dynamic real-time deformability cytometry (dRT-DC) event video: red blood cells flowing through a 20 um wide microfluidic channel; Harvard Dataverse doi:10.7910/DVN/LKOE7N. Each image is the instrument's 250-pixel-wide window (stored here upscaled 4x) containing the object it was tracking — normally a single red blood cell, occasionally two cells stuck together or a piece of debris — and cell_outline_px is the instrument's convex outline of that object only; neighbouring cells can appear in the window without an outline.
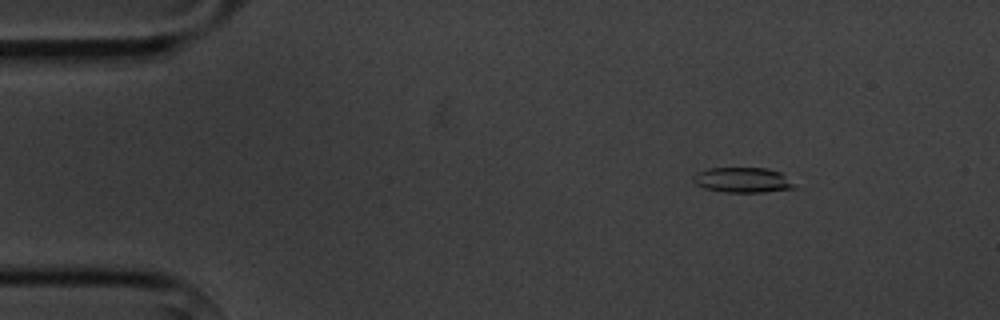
{"species": "common noctule bat (a hibernating species)", "species_latin": "Nyctalus noctula", "temperature_condition": "cold", "stored_images_in_passage": 7, "camera_frame_rate_fps": 3000, "um_per_image_px": 0.085, "animal": {"sex": "male", "body_mass_g": 20.1, "forearm_length_mm": 53.5}, "frame": {"image": 1, "passage_image": 1, "time_ms": 0.0, "image_size_px": [1000, 320], "cell_outline_px": [[796, 188], [764, 192], [724, 192], [704, 188], [696, 184], [692, 180], [692, 176], [696, 172], [708, 168], [768, 168], [780, 172]], "centroid_in_image_um": [63.05, 15.3], "position_along_channel_um": 21.9, "area_um2": 14.74}}
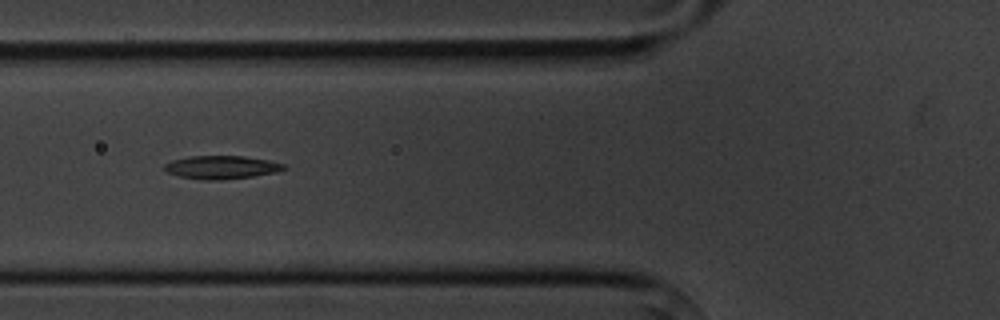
{"frame": {"image": 2, "passage_image": 4, "time_ms": 4.333, "image_size_px": [1000, 320], "cell_outline_px": [[288, 168], [276, 172], [252, 176], [220, 180], [204, 180], [180, 176], [168, 172], [164, 168], [164, 164], [172, 160], [188, 156], [244, 156], [268, 160], [284, 164]], "centroid_in_image_um": [18.83, 14.21], "position_along_channel_um": 107.0, "area_um2": 16.07}}
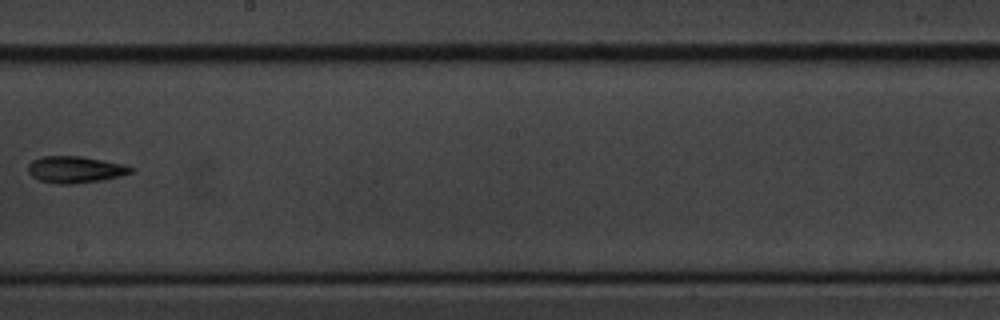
{"frame": {"image": 3, "passage_image": 7, "time_ms": 8.0, "image_size_px": [1000, 320], "cell_outline_px": [[132, 172], [120, 176], [100, 180], [72, 184], [60, 184], [40, 180], [32, 176], [28, 172], [28, 164], [32, 160], [40, 156], [80, 156], [124, 164], [132, 168]], "centroid_in_image_um": [6.35, 14.4], "position_along_channel_um": 241.8, "area_um2": 15.84}}